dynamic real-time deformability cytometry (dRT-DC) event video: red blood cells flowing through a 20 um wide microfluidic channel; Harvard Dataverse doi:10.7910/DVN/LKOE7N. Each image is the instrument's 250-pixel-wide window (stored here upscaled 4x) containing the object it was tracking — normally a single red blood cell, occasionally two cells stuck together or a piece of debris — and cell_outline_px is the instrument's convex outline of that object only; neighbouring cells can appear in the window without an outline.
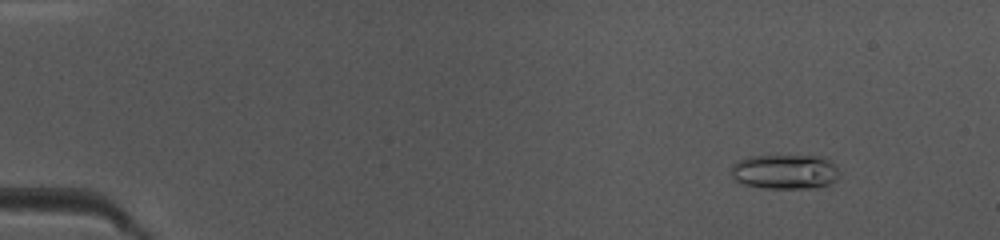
{"species": "common noctule bat (a hibernating species)", "species_latin": "Nyctalus noctula", "temperature_condition": "warm", "stored_images_in_passage": 44, "camera_frame_rate_fps": 3000, "um_per_image_px": 0.085, "animal": {"sex": "female", "body_mass_g": 10.0, "forearm_length_mm": 53.1}, "frame": {"image": 1, "passage_image": 1, "time_ms": 0.0, "image_size_px": [1000, 240], "cell_outline_px": [[840, 176], [836, 180], [828, 184], [816, 188], [764, 188], [744, 184], [736, 180], [732, 176], [732, 164], [740, 160], [752, 156], [820, 156], [828, 160], [840, 172]], "centroid_in_image_um": [66.74, 14.6], "position_along_channel_um": 18.3, "area_um2": 21.73}}
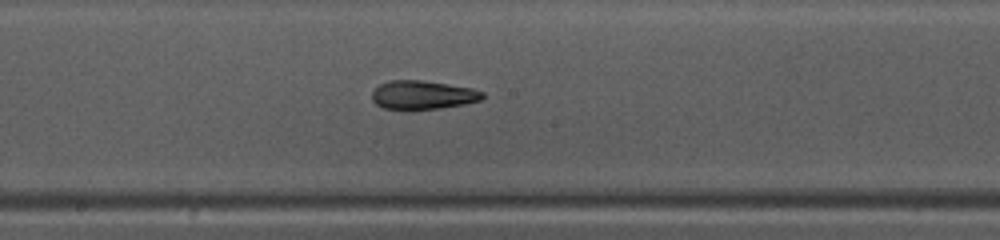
{"frame": {"image": 2, "passage_image": 22, "time_ms": 7.0, "image_size_px": [1000, 240], "cell_outline_px": [[484, 96], [480, 100], [464, 104], [440, 108], [408, 112], [384, 108], [376, 104], [372, 100], [372, 92], [380, 84], [388, 80], [424, 80], [472, 88], [484, 92]], "centroid_in_image_um": [35.9, 8.1], "position_along_channel_um": 212.3, "area_um2": 19.02}}
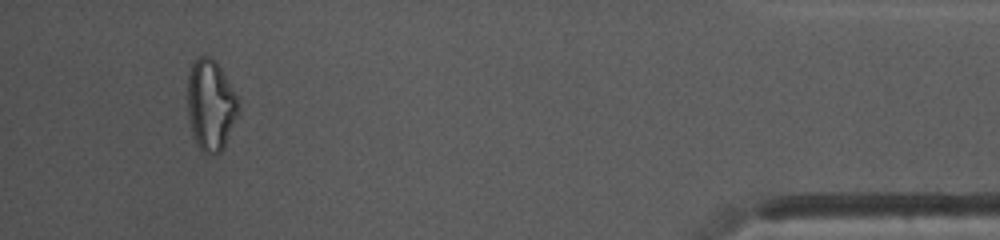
{"frame": {"image": 3, "passage_image": 41, "time_ms": 13.333, "image_size_px": [1000, 240], "cell_outline_px": [[240, 112], [224, 148], [220, 152], [212, 156], [204, 152], [196, 144], [192, 132], [188, 116], [188, 76], [192, 64], [196, 56], [208, 56], [216, 60], [236, 96], [240, 104]], "centroid_in_image_um": [17.92, 8.95], "position_along_channel_um": 417.3, "area_um2": 27.17}, "authors_computed_cell_mechanics": {"area_um2": 19.6809, "velocity_mm_per_s": 4.1747, "shape_relaxation_time_tau1_ms": 7.3041, "shape_relaxation_time_tau2_ms": 2.9364, "deformation_change_tau1": 0.1763, "deformation_change_tau2": 0.1262}}